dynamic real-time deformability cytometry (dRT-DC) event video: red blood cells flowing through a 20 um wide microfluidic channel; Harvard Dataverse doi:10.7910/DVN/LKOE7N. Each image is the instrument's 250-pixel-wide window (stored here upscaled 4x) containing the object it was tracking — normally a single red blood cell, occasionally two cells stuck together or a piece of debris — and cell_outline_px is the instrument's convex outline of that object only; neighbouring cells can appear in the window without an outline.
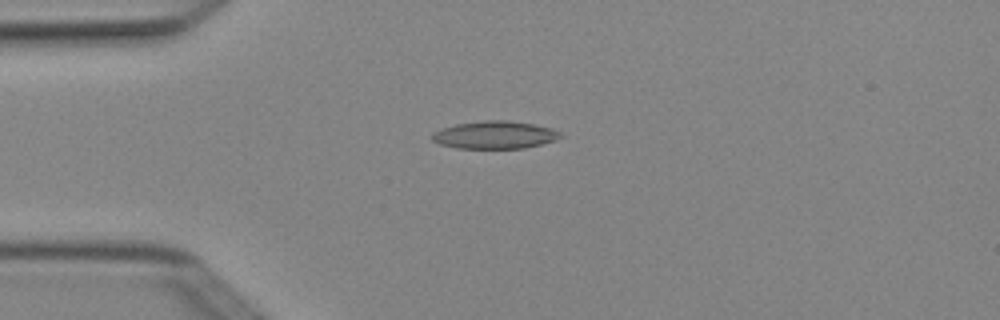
{"species": "Egyptian fruit bat (a non-hibernating species)", "species_latin": "Rousettus aegyptiacus", "temperature_condition": "cold", "stored_images_in_passage": 5, "camera_frame_rate_fps": 3000, "um_per_image_px": 0.085, "animal": {"sex": "female"}, "frame": {"image": 1, "passage_image": 4, "time_ms": 1.0, "image_size_px": [1000, 320], "cell_outline_px": [[564, 136], [556, 140], [524, 148], [456, 148], [440, 144], [432, 140], [432, 132], [440, 128], [456, 124], [484, 120], [508, 120], [532, 124], [552, 128], [560, 132]], "centroid_in_image_um": [42.05, 11.46], "position_along_channel_um": 43.0, "area_um2": 20.75}}
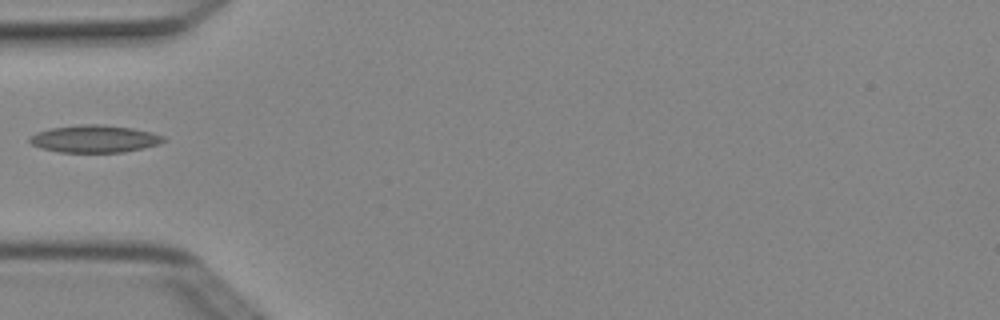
{"frame": {"image": 2, "passage_image": 5, "time_ms": 1.333, "image_size_px": [1000, 320], "cell_outline_px": [[168, 140], [160, 144], [124, 152], [60, 152], [40, 148], [32, 144], [28, 140], [28, 136], [36, 132], [52, 128], [80, 124], [100, 124], [132, 128], [152, 132], [164, 136]], "centroid_in_image_um": [8.04, 11.8], "position_along_channel_um": 77.0, "area_um2": 21.5}}